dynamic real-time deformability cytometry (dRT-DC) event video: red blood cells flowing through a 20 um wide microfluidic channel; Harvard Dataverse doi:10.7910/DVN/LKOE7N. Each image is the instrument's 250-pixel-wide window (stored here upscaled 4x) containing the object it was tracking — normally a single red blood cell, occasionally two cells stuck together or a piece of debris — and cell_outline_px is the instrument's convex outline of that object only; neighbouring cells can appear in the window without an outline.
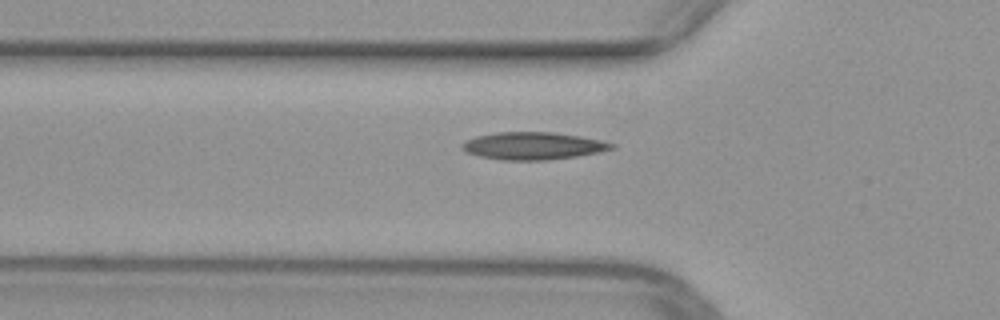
{"species": "common noctule bat (a hibernating species)", "species_latin": "Nyctalus noctula", "temperature_condition": "warm", "stored_images_in_passage": 35, "camera_frame_rate_fps": 3000, "um_per_image_px": 0.085, "animal": {"sex": "female", "body_mass_g": 29.2, "forearm_length_mm": 56.3}, "frame": {"image": 1, "passage_image": 2, "time_ms": 0.333, "image_size_px": [1000, 320], "cell_outline_px": [[616, 148], [600, 152], [576, 156], [548, 160], [504, 160], [480, 156], [468, 152], [460, 148], [464, 140], [476, 136], [496, 132], [552, 132], [580, 136], [600, 140], [616, 144]], "centroid_in_image_um": [45.32, 12.39], "position_along_channel_um": 80.5, "area_um2": 23.93}}
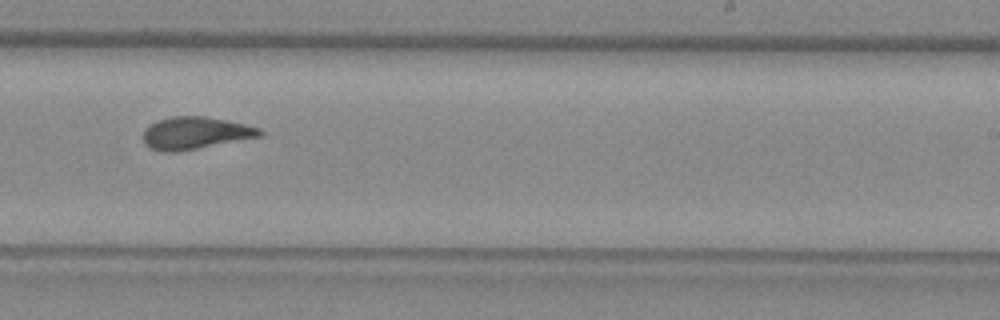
{"frame": {"image": 2, "passage_image": 16, "time_ms": 5.0, "image_size_px": [1000, 320], "cell_outline_px": [[264, 132], [260, 136], [176, 152], [160, 152], [144, 144], [144, 128], [148, 124], [156, 120], [172, 116], [204, 116], [244, 124], [260, 128]], "centroid_in_image_um": [16.53, 11.3], "position_along_channel_um": 272.5, "area_um2": 21.79}}
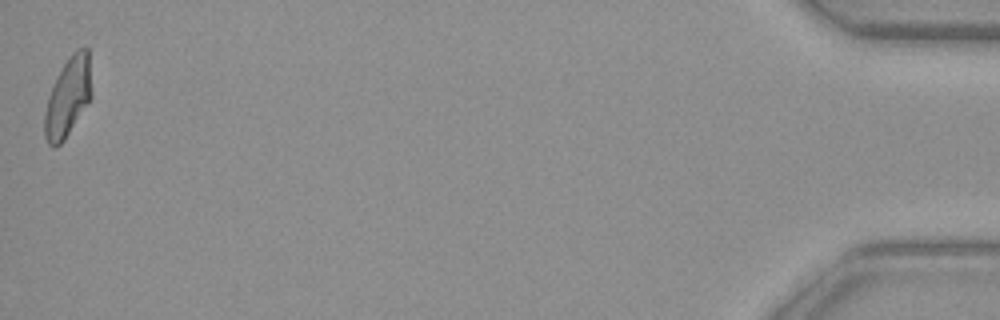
{"frame": {"image": 3, "passage_image": 35, "time_ms": 11.333, "image_size_px": [1000, 320], "cell_outline_px": [[92, 96], [64, 140], [56, 148], [48, 144], [44, 136], [44, 112], [48, 96], [68, 56], [76, 48], [84, 44], [88, 48], [92, 92]], "centroid_in_image_um": [5.78, 8.22], "position_along_channel_um": 429.4, "area_um2": 21.68}}